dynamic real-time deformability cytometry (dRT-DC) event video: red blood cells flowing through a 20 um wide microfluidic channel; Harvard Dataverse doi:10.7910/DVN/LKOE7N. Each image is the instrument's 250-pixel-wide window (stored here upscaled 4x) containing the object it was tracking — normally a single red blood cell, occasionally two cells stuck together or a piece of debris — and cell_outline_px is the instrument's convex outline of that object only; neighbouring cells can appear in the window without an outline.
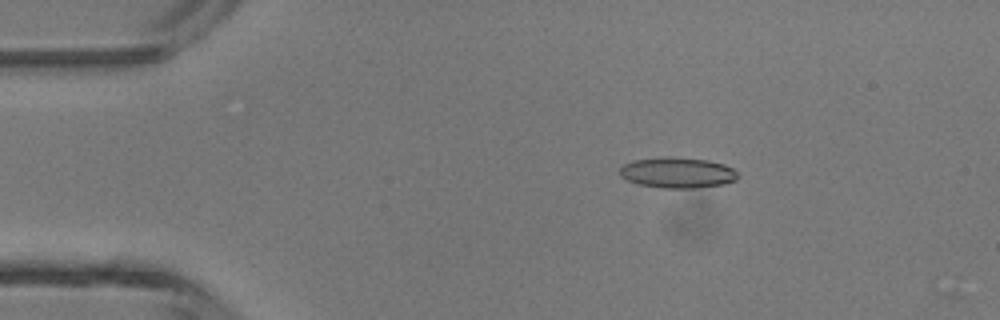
{"species": "common noctule bat (a hibernating species)", "species_latin": "Nyctalus noctula", "temperature_condition": "room temperature", "stored_images_in_passage": 6, "camera_frame_rate_fps": 3000, "um_per_image_px": 0.085, "animal": {"sex": "male", "body_mass_g": 13.3}, "frame": {"image": 1, "passage_image": 3, "time_ms": 0.667, "image_size_px": [1000, 320], "cell_outline_px": [[740, 176], [736, 180], [724, 184], [692, 188], [660, 188], [640, 184], [628, 180], [620, 176], [620, 168], [624, 164], [632, 160], [664, 156], [672, 156], [708, 160], [724, 164], [732, 168]], "centroid_in_image_um": [57.59, 14.66], "position_along_channel_um": 27.4, "area_um2": 21.27}}
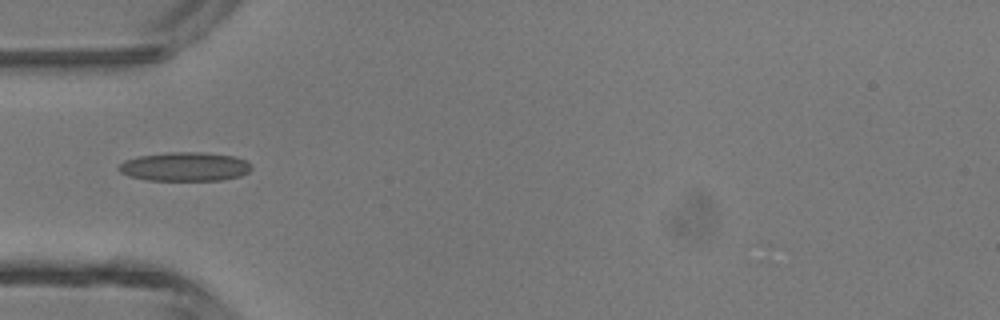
{"frame": {"image": 2, "passage_image": 5, "time_ms": 1.333, "image_size_px": [1000, 320], "cell_outline_px": [[252, 168], [248, 172], [240, 176], [220, 180], [148, 180], [128, 176], [120, 172], [116, 168], [124, 160], [140, 156], [168, 152], [204, 152], [232, 156], [244, 160], [252, 164]], "centroid_in_image_um": [15.69, 14.16], "position_along_channel_um": 69.3, "area_um2": 22.37}}
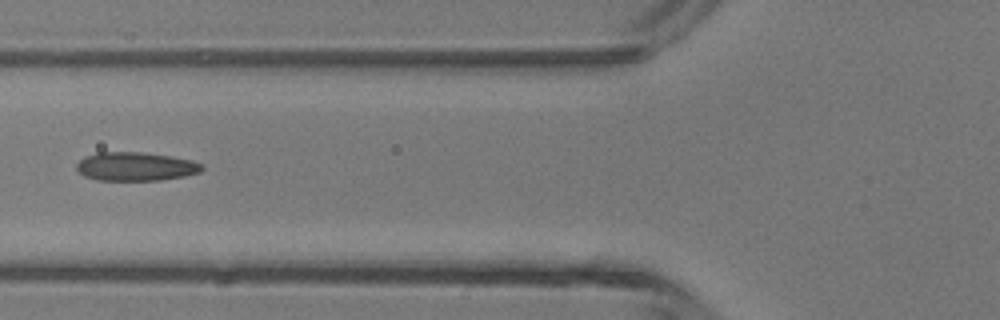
{"frame": {"image": 3, "passage_image": 6, "time_ms": 1.667, "image_size_px": [1000, 320], "cell_outline_px": [[204, 168], [200, 172], [184, 176], [160, 180], [96, 180], [84, 176], [76, 168], [76, 164], [84, 156], [96, 152], [140, 152], [172, 156], [192, 160], [200, 164]], "centroid_in_image_um": [11.5, 14.15], "position_along_channel_um": 114.3, "area_um2": 20.98}}